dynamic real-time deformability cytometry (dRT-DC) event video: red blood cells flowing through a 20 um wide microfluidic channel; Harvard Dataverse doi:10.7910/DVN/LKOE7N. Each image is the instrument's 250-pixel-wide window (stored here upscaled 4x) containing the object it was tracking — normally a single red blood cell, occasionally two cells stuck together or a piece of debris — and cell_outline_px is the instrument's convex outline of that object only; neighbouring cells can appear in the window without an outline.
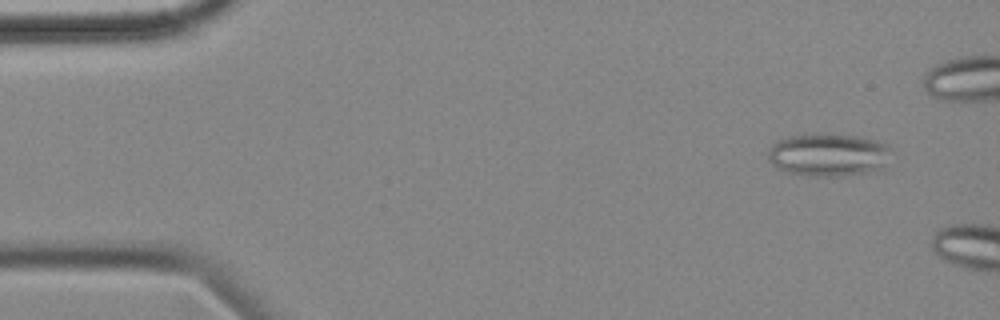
{"species": "common noctule bat (a hibernating species)", "species_latin": "Nyctalus noctula", "temperature_condition": "cold", "stored_images_in_passage": 8, "camera_frame_rate_fps": 3000, "um_per_image_px": 0.085, "animal": {"sex": "female", "body_mass_g": 18.4}, "frame": {"image": 1, "passage_image": 4, "time_ms": 1.0, "image_size_px": [1000, 320], "cell_outline_px": [[888, 148], [884, 172], [840, 176], [812, 176], [788, 172], [776, 168], [768, 160], [768, 152], [772, 144], [776, 140], [788, 136], [804, 132], [816, 132], [860, 136], [876, 140], [888, 144]], "centroid_in_image_um": [70.41, 13.14], "position_along_channel_um": 14.6, "area_um2": 31.79}}